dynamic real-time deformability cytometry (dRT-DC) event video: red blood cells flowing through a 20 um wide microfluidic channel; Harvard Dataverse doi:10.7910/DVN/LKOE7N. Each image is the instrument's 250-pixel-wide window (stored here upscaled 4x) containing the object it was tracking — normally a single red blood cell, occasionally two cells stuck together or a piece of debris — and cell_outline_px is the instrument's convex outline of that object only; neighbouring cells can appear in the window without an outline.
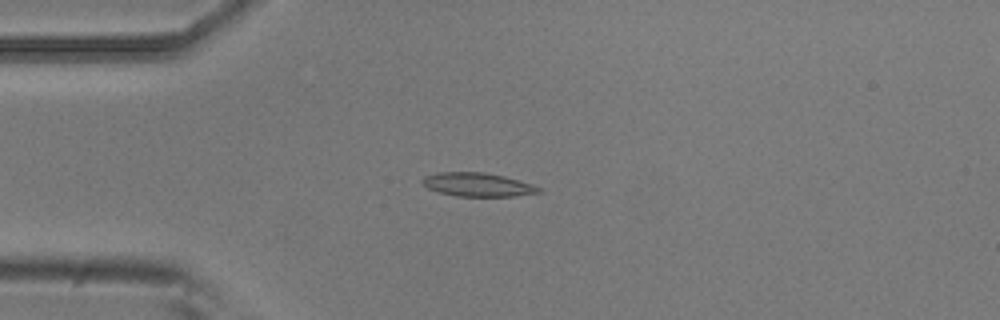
{"species": "common noctule bat (a hibernating species)", "species_latin": "Nyctalus noctula", "temperature_condition": "room temperature", "stored_images_in_passage": 9, "camera_frame_rate_fps": 3000, "um_per_image_px": 0.085, "animal": {"sex": "male", "body_mass_g": 20.5, "forearm_length_mm": 52.5}, "frame": {"image": 1, "passage_image": 4, "time_ms": 1.0, "image_size_px": [1000, 320], "cell_outline_px": [[544, 192], [516, 196], [456, 196], [440, 192], [428, 188], [420, 180], [424, 176], [436, 172], [484, 172], [504, 176], [532, 184], [540, 188]], "centroid_in_image_um": [40.61, 15.69], "position_along_channel_um": 44.4, "area_um2": 16.07}}
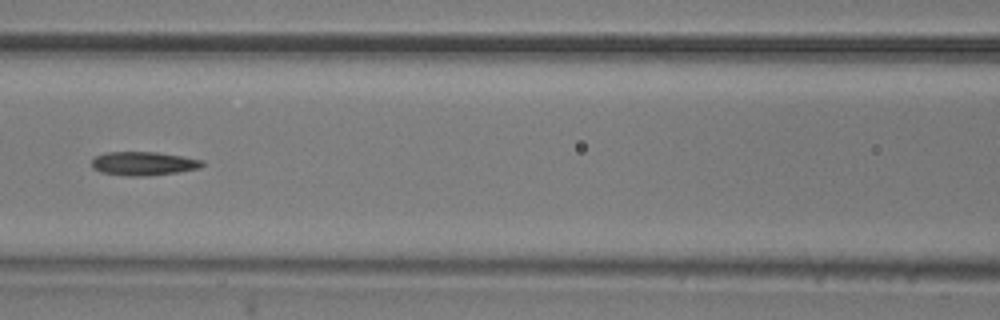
{"frame": {"image": 2, "passage_image": 7, "time_ms": 2.0, "image_size_px": [1000, 320], "cell_outline_px": [[204, 164], [200, 168], [176, 172], [144, 176], [124, 176], [100, 172], [92, 168], [92, 160], [96, 156], [108, 152], [156, 152], [204, 160]], "centroid_in_image_um": [12.18, 13.9], "position_along_channel_um": 154.4, "area_um2": 15.2}}
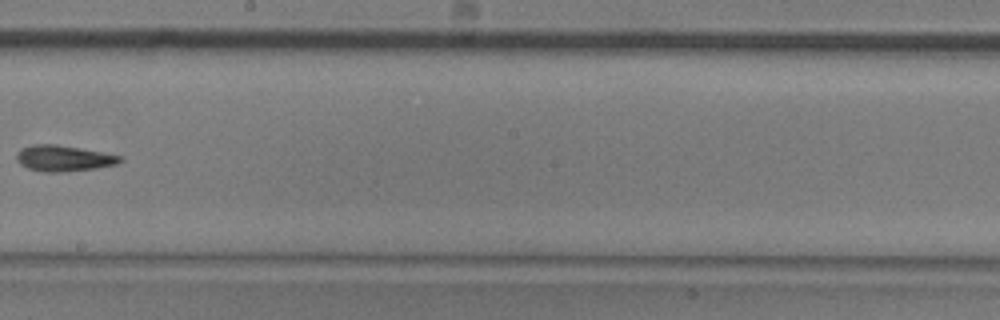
{"frame": {"image": 3, "passage_image": 9, "time_ms": 2.667, "image_size_px": [1000, 320], "cell_outline_px": [[124, 160], [116, 164], [96, 168], [68, 172], [44, 172], [28, 168], [20, 164], [16, 160], [16, 152], [20, 148], [32, 144], [56, 144], [80, 148], [124, 156]], "centroid_in_image_um": [5.4, 13.45], "position_along_channel_um": 242.8, "area_um2": 15.9}}